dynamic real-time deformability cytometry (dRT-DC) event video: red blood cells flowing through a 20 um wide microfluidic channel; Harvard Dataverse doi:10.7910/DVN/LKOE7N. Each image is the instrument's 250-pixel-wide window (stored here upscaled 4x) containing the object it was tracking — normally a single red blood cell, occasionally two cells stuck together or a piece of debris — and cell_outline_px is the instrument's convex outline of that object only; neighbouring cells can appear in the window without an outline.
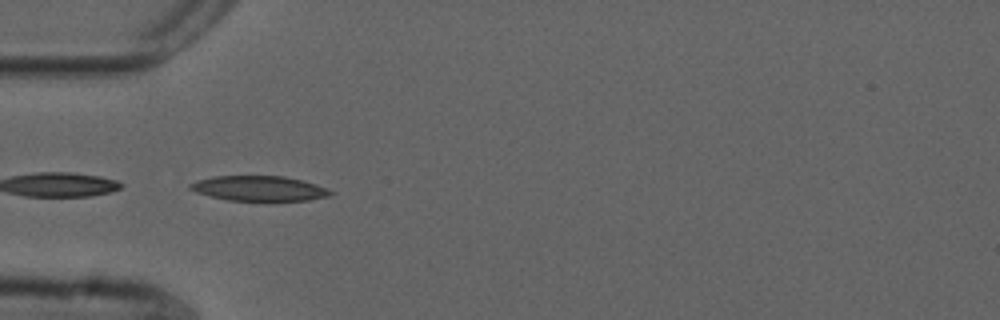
{"species": "common noctule bat (a hibernating species)", "species_latin": "Nyctalus noctula", "temperature_condition": "cold", "stored_images_in_passage": 46, "camera_frame_rate_fps": 3000, "um_per_image_px": 0.085, "animal": {"sex": "male", "forearm_length_mm": 52.5}, "frame": {"image": 1, "passage_image": 16, "time_ms": 5.0, "image_size_px": [1000, 320], "cell_outline_px": [[336, 192], [332, 196], [308, 200], [228, 200], [196, 192], [188, 188], [188, 184], [196, 180], [212, 176], [284, 176], [316, 184], [328, 188]], "centroid_in_image_um": [22.05, 16.01], "position_along_channel_um": 63.0, "area_um2": 20.46}}
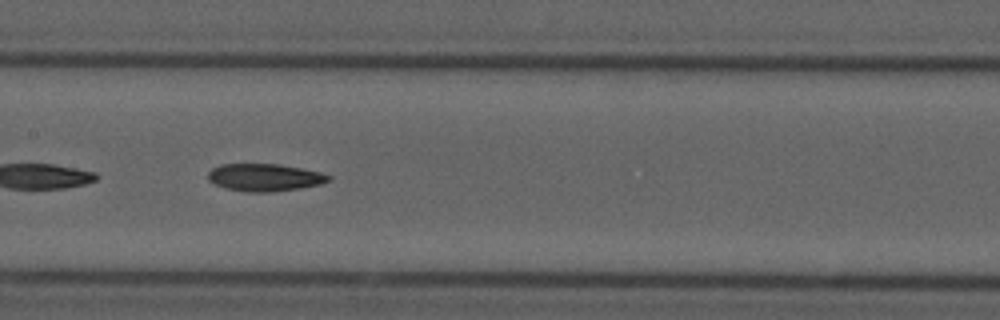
{"frame": {"image": 2, "passage_image": 26, "time_ms": 8.333, "image_size_px": [1000, 320], "cell_outline_px": [[332, 180], [320, 184], [300, 188], [272, 192], [248, 192], [224, 188], [208, 180], [208, 172], [212, 168], [220, 164], [280, 164], [320, 172], [332, 176]], "centroid_in_image_um": [22.5, 15.08], "position_along_channel_um": 184.9, "area_um2": 19.36}}
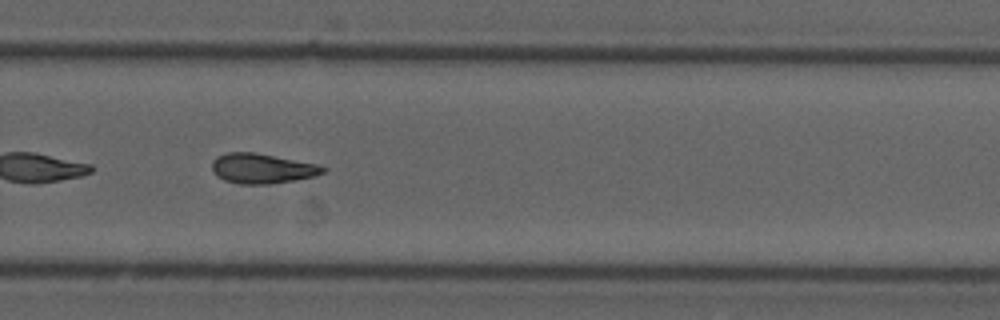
{"frame": {"image": 3, "passage_image": 36, "time_ms": 11.667, "image_size_px": [1000, 320], "cell_outline_px": [[328, 168], [324, 172], [312, 176], [296, 180], [268, 184], [240, 184], [224, 180], [216, 176], [212, 172], [212, 160], [216, 156], [224, 152], [256, 152], [316, 164]], "centroid_in_image_um": [22.22, 14.31], "position_along_channel_um": 307.6, "area_um2": 19.48}, "authors_computed_cell_mechanics": {"area_um2": 19.652, "velocity_mm_per_s": 3.6958, "shape_relaxation_time_tau1_ms": 6.1321, "shape_relaxation_time_tau2_ms": 6.6633, "deformation_change_tau1": 0.1397, "deformation_change_tau2": 0.1568}}